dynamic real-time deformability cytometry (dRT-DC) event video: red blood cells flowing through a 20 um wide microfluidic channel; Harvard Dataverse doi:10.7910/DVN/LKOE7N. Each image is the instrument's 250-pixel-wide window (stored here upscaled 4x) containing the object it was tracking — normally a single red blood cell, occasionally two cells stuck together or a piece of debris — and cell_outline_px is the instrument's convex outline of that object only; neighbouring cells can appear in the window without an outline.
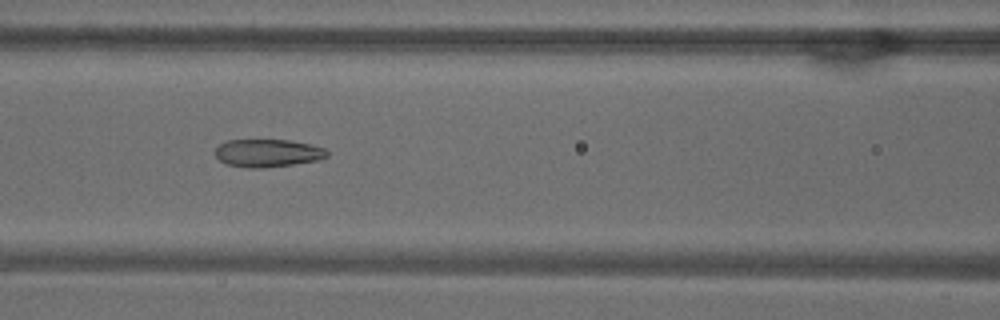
{"species": "common noctule bat (a hibernating species)", "species_latin": "Nyctalus noctula", "temperature_condition": "warm", "stored_images_in_passage": 49, "camera_frame_rate_fps": 3000, "um_per_image_px": 0.085, "animal": {"sex": "male", "body_mass_g": 18.8}, "frame": {"image": 1, "passage_image": 19, "time_ms": 6.0, "image_size_px": [1000, 320], "cell_outline_px": [[328, 156], [320, 160], [264, 168], [248, 168], [228, 164], [220, 160], [216, 156], [216, 148], [220, 144], [228, 140], [292, 140], [312, 144], [324, 148], [328, 152]], "centroid_in_image_um": [22.8, 13.0], "position_along_channel_um": 143.8, "area_um2": 18.15}}
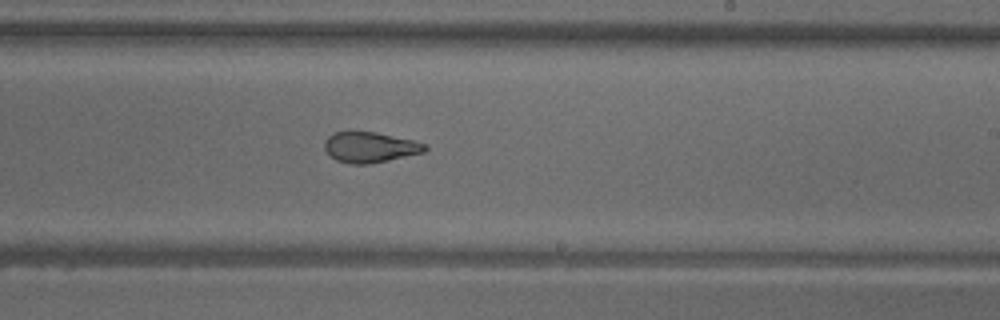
{"frame": {"image": 2, "passage_image": 28, "time_ms": 9.0, "image_size_px": [1000, 320], "cell_outline_px": [[428, 148], [424, 152], [388, 160], [368, 164], [352, 164], [336, 160], [324, 148], [324, 140], [328, 136], [336, 132], [376, 132], [412, 140], [424, 144]], "centroid_in_image_um": [31.43, 12.51], "position_along_channel_um": 257.6, "area_um2": 17.57}}
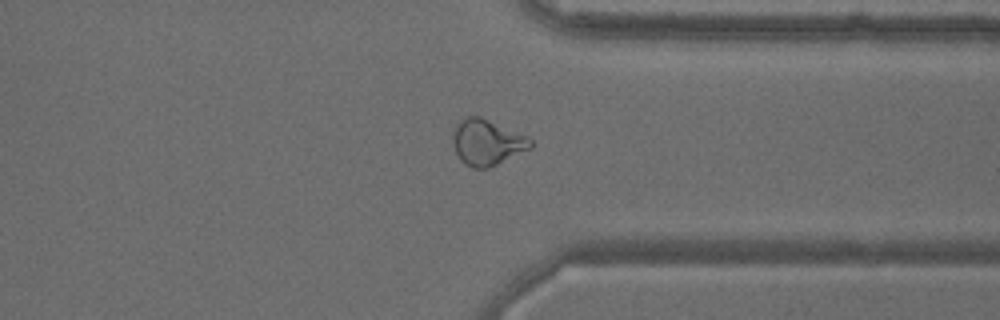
{"frame": {"image": 3, "passage_image": 37, "time_ms": 12.0, "image_size_px": [1000, 320], "cell_outline_px": [[532, 148], [488, 168], [472, 168], [464, 164], [460, 160], [452, 144], [452, 136], [456, 120], [464, 116], [480, 116], [528, 136], [532, 140]], "centroid_in_image_um": [41.36, 12.08], "position_along_channel_um": 370.0, "area_um2": 21.1}, "authors_computed_cell_mechanics": {"area_um2": 21.2704, "velocity_mm_per_s": 3.7936, "shape_relaxation_time_tau1_ms": null, "shape_relaxation_time_tau2_ms": 1.2171, "deformation_change_tau1": null, "deformation_change_tau2": 0.071}}